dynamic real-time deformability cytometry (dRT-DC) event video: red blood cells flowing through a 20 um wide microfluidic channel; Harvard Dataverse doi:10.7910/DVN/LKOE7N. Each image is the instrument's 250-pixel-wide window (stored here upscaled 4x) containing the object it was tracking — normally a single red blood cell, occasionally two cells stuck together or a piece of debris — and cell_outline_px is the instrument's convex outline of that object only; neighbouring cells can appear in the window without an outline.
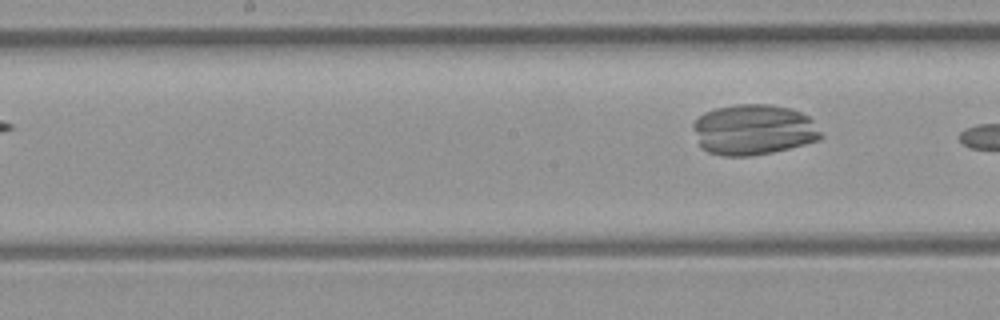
{"species": "common noctule bat (a hibernating species)", "species_latin": "Nyctalus noctula", "temperature_condition": "room temperature", "stored_images_in_passage": 7, "segment_of_instrument_passage": [2, 2], "camera_frame_rate_fps": 3000, "um_per_image_px": 0.085, "animal": {"sex": "female", "body_mass_g": 21.9}, "frame": {"image": 1, "passage_image": 7, "time_ms": 7.0, "image_size_px": [1000, 320], "cell_outline_px": [[824, 136], [820, 140], [772, 152], [748, 156], [724, 156], [708, 152], [700, 148], [692, 128], [692, 124], [704, 112], [716, 108], [736, 104], [768, 104], [792, 108], [808, 116], [812, 120]], "centroid_in_image_um": [64.03, 11.02], "position_along_channel_um": 184.2, "area_um2": 37.86}}